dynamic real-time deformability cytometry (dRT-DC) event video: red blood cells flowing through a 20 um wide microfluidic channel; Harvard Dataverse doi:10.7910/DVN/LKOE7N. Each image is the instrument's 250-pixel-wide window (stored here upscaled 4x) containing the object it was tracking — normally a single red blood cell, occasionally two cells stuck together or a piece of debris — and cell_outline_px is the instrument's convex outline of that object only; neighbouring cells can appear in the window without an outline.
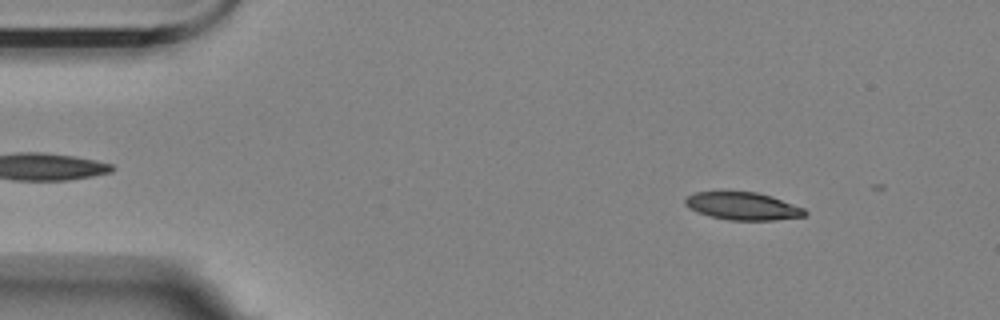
{"species": "Egyptian fruit bat (a non-hibernating species)", "species_latin": "Rousettus aegyptiacus", "temperature_condition": "room temperature", "stored_images_in_passage": 6, "camera_frame_rate_fps": 3000, "um_per_image_px": 0.085, "animal": {"sex": "female"}, "frame": {"image": 1, "passage_image": 2, "time_ms": 1.0, "image_size_px": [1000, 320], "cell_outline_px": [[808, 216], [776, 220], [728, 220], [708, 216], [696, 212], [688, 208], [684, 204], [684, 200], [688, 196], [696, 192], [756, 192], [772, 196], [804, 208], [808, 212]], "centroid_in_image_um": [63.15, 17.53], "position_along_channel_um": 21.8, "area_um2": 19.48}}
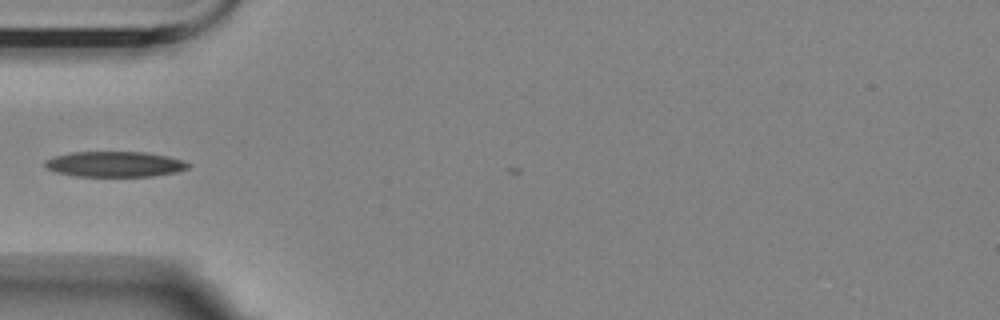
{"frame": {"image": 2, "passage_image": 5, "time_ms": 4.667, "image_size_px": [1000, 320], "cell_outline_px": [[188, 168], [176, 172], [152, 176], [76, 176], [56, 172], [44, 168], [44, 160], [56, 156], [72, 152], [144, 152], [168, 156], [180, 160], [188, 164]], "centroid_in_image_um": [9.7, 13.95], "position_along_channel_um": 75.3, "area_um2": 21.1}}
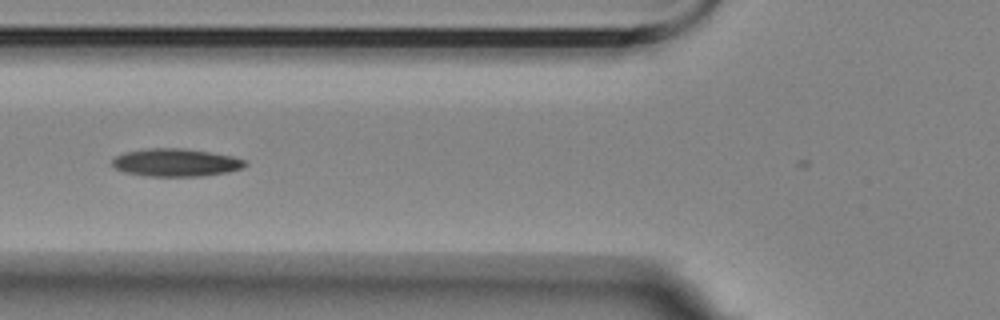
{"frame": {"image": 3, "passage_image": 6, "time_ms": 5.667, "image_size_px": [1000, 320], "cell_outline_px": [[248, 164], [244, 168], [228, 172], [200, 176], [144, 176], [124, 172], [116, 168], [112, 164], [112, 160], [116, 156], [124, 152], [148, 148], [180, 148], [208, 152], [232, 156], [244, 160]], "centroid_in_image_um": [14.94, 13.82], "position_along_channel_um": 110.9, "area_um2": 21.5}}